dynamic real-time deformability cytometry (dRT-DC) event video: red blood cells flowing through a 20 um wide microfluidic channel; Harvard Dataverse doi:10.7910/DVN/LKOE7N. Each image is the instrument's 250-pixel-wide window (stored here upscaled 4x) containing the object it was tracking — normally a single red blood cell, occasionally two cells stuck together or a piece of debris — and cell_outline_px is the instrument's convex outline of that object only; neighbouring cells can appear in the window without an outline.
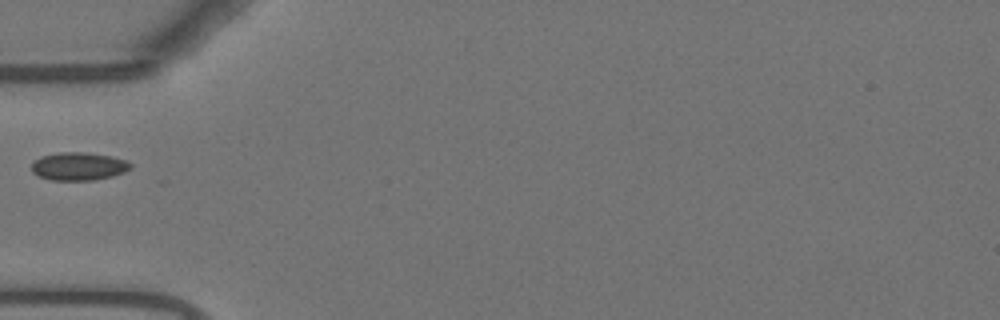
{"species": "Egyptian fruit bat (a non-hibernating species)", "species_latin": "Rousettus aegyptiacus", "temperature_condition": "warm", "stored_images_in_passage": 5, "camera_frame_rate_fps": 3000, "um_per_image_px": 0.085, "animal": {"sex": "female"}, "frame": {"image": 1, "passage_image": 1, "time_ms": 0.0, "image_size_px": [1000, 320], "cell_outline_px": [[132, 168], [124, 172], [112, 176], [92, 180], [52, 180], [40, 176], [32, 172], [32, 164], [40, 156], [60, 152], [84, 152], [112, 156], [128, 160], [132, 164]], "centroid_in_image_um": [6.72, 14.13], "position_along_channel_um": 78.3, "area_um2": 16.18}}
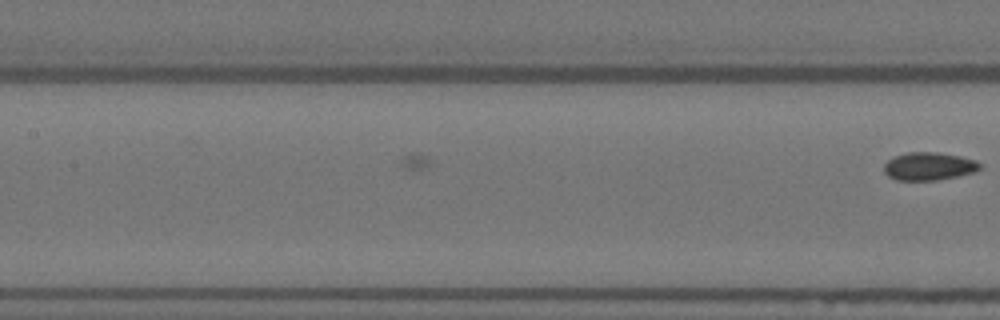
{"frame": {"image": 2, "passage_image": 5, "time_ms": 1.333, "image_size_px": [1000, 320], "cell_outline_px": [[980, 168], [976, 172], [936, 180], [896, 180], [888, 176], [884, 172], [884, 164], [888, 160], [896, 156], [908, 152], [936, 152], [960, 156], [976, 160], [980, 164]], "centroid_in_image_um": [78.95, 14.13], "position_along_channel_um": 128.4, "area_um2": 15.55}}